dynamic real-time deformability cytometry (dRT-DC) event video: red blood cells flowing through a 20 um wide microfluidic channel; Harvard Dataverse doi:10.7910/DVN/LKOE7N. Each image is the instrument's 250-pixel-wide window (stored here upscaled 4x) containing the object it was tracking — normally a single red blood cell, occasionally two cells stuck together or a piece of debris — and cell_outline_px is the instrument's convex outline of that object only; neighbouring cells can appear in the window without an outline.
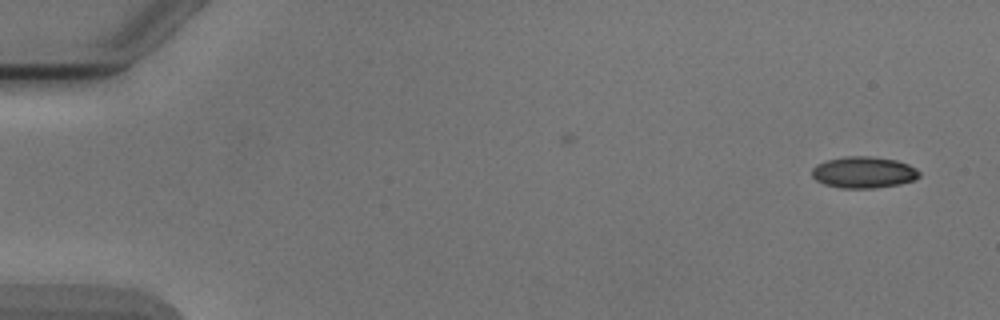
{"species": "Egyptian fruit bat (a non-hibernating species)", "species_latin": "Rousettus aegyptiacus", "temperature_condition": "cold", "stored_images_in_passage": 5, "segment_of_instrument_passage": [2, 2], "camera_frame_rate_fps": 3000, "um_per_image_px": 0.085, "animal": {"sex": "male"}, "frame": {"image": 1, "passage_image": 5, "time_ms": 4.667, "image_size_px": [1000, 320], "cell_outline_px": [[920, 176], [916, 180], [900, 184], [876, 188], [840, 188], [824, 184], [816, 180], [812, 176], [812, 168], [816, 164], [828, 160], [844, 156], [868, 156], [896, 160], [908, 164], [916, 168], [920, 172]], "centroid_in_image_um": [73.42, 14.65], "position_along_channel_um": 11.6, "area_um2": 19.83}}